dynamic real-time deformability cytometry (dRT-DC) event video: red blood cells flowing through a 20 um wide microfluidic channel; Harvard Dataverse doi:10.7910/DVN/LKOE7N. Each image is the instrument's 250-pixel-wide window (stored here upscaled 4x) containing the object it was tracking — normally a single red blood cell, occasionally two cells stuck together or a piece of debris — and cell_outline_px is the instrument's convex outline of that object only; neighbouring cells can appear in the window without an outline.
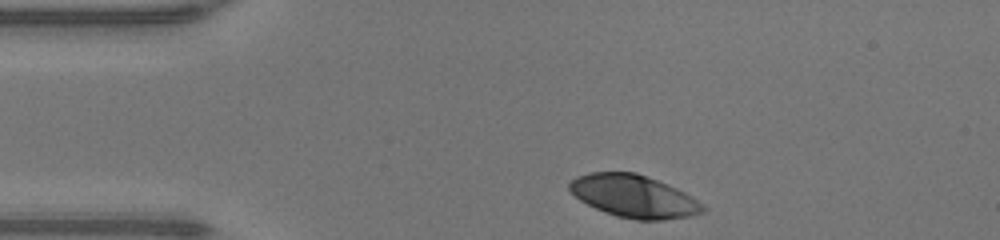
{"species": "human", "species_latin": "Homo sapiens", "temperature_condition": "warm", "stored_images_in_passage": 31, "camera_frame_rate_fps": 3000, "um_per_image_px": 0.085, "donor": {"sex": "male"}, "frame": {"image": 1, "passage_image": 1, "time_ms": 0.0, "image_size_px": [1000, 240], "cell_outline_px": [[704, 212], [692, 216], [664, 220], [636, 220], [616, 216], [604, 212], [580, 200], [568, 188], [568, 184], [576, 176], [592, 172], [636, 172], [668, 184], [684, 192], [704, 204]], "centroid_in_image_um": [53.89, 16.69], "position_along_channel_um": 31.1, "area_um2": 33.06}}
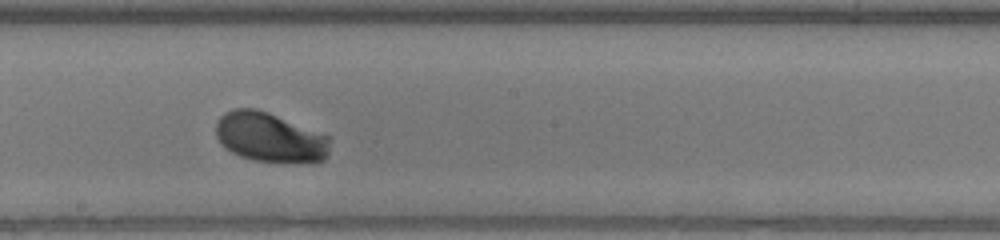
{"frame": {"image": 2, "passage_image": 18, "time_ms": 5.667, "image_size_px": [1000, 240], "cell_outline_px": [[332, 136], [328, 156], [324, 160], [252, 160], [240, 156], [224, 148], [220, 144], [216, 136], [216, 120], [224, 112], [232, 108], [256, 108], [268, 112]], "centroid_in_image_um": [22.91, 11.62], "position_along_channel_um": 225.3, "area_um2": 32.89}}
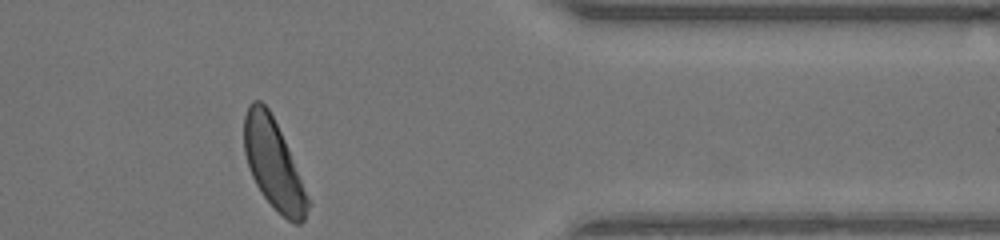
{"frame": {"image": 3, "passage_image": 31, "time_ms": 10.0, "image_size_px": [1000, 240], "cell_outline_px": [[312, 204], [304, 220], [300, 224], [296, 224], [288, 220], [260, 192], [252, 176], [244, 152], [244, 116], [248, 104], [252, 100], [260, 100], [268, 108], [284, 140]], "centroid_in_image_um": [23.25, 13.95], "position_along_channel_um": 388.2, "area_um2": 32.71}, "authors_computed_cell_mechanics": {"area_um2": 33.0616, "velocity_mm_per_s": 4.2769, "shape_relaxation_time_tau1_ms": 0.8532, "shape_relaxation_time_tau2_ms": null, "deformation_change_tau1": 0.1063, "deformation_change_tau2": null}}